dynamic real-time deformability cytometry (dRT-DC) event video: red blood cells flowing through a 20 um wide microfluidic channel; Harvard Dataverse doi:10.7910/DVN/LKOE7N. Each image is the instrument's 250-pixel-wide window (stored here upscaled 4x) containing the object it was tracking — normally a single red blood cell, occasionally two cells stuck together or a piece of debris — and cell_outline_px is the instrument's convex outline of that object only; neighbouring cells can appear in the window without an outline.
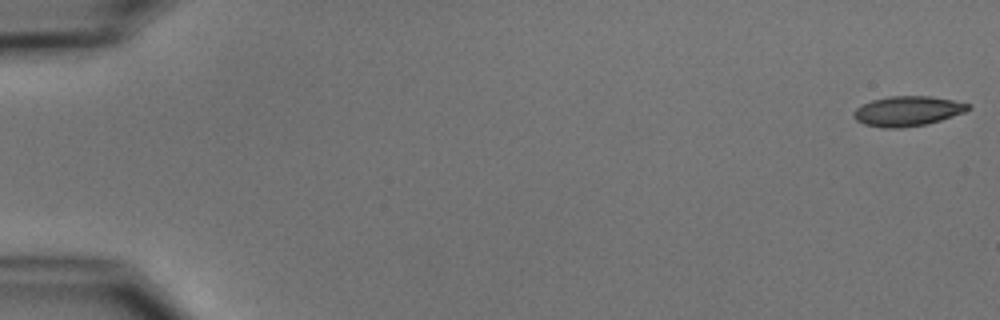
{"species": "common noctule bat (a hibernating species)", "species_latin": "Nyctalus noctula", "temperature_condition": "cold", "stored_images_in_passage": 54, "camera_frame_rate_fps": 3000, "um_per_image_px": 0.085, "animal": {"sex": "male", "body_mass_g": 15.6}, "frame": {"image": 1, "passage_image": 1, "time_ms": 0.0, "image_size_px": [1000, 320], "cell_outline_px": [[972, 108], [964, 112], [940, 120], [924, 124], [900, 128], [884, 128], [864, 124], [856, 120], [852, 116], [852, 112], [856, 108], [872, 100], [888, 96], [928, 96], [952, 100], [972, 104]], "centroid_in_image_um": [77.13, 9.44], "position_along_channel_um": 7.9, "area_um2": 19.88}}
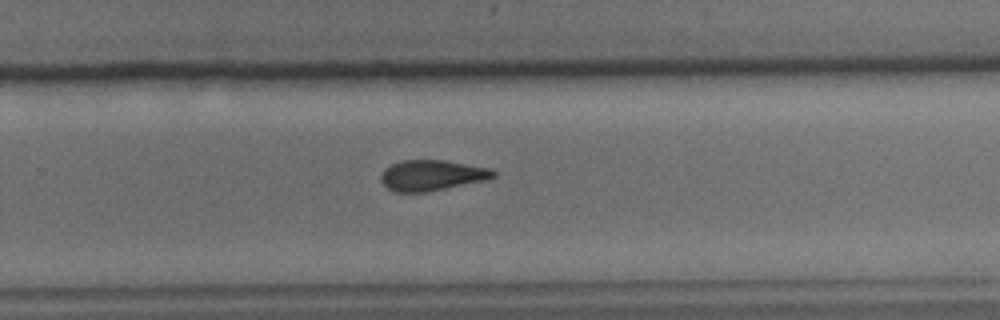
{"frame": {"image": 2, "passage_image": 36, "time_ms": 11.667, "image_size_px": [1000, 320], "cell_outline_px": [[496, 176], [488, 180], [424, 192], [396, 192], [388, 188], [380, 180], [380, 176], [384, 168], [400, 160], [444, 160], [488, 168], [496, 172]], "centroid_in_image_um": [36.69, 14.9], "position_along_channel_um": 293.1, "area_um2": 20.0}}
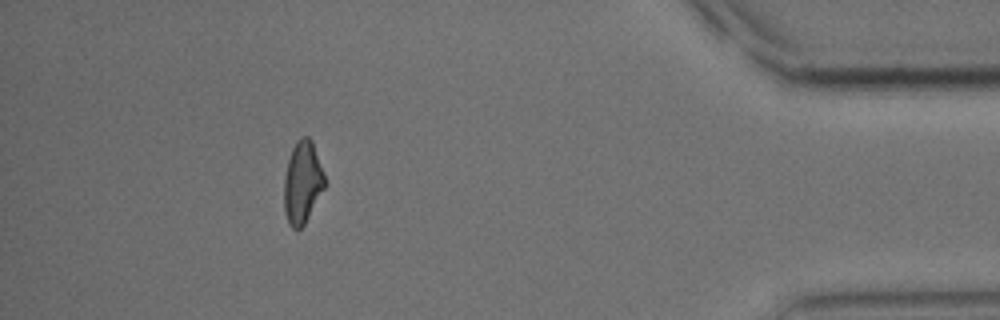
{"frame": {"image": 3, "passage_image": 49, "time_ms": 16.0, "image_size_px": [1000, 320], "cell_outline_px": [[324, 188], [304, 224], [300, 228], [292, 228], [288, 224], [284, 212], [284, 176], [288, 160], [292, 148], [296, 140], [304, 136], [308, 136], [312, 140], [324, 172]], "centroid_in_image_um": [25.69, 15.48], "position_along_channel_um": 409.5, "area_um2": 19.42}, "authors_computed_cell_mechanics": {"area_um2": 20.3167, "velocity_mm_per_s": 3.7683, "shape_relaxation_time_tau1_ms": 5.7281, "shape_relaxation_time_tau2_ms": 4.5632, "deformation_change_tau1": 0.1385, "deformation_change_tau2": 0.1208}}